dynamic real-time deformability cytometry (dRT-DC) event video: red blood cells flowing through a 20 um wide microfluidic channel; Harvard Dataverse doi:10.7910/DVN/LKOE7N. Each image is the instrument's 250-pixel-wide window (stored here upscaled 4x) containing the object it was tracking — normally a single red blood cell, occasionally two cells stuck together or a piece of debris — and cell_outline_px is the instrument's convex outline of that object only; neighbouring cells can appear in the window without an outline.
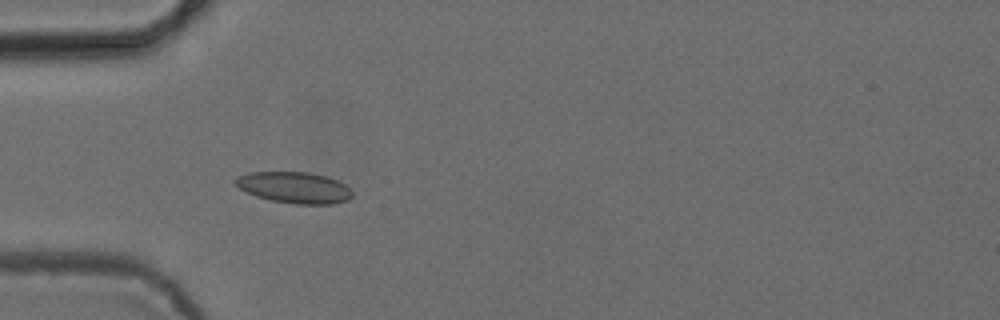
{"species": "common noctule bat (a hibernating species)", "species_latin": "Nyctalus noctula", "temperature_condition": "cold", "stored_images_in_passage": 41, "camera_frame_rate_fps": 3000, "um_per_image_px": 0.085, "animal": {"sex": "female", "body_mass_g": 24.6, "forearm_length_mm": 56.2}, "frame": {"image": 1, "passage_image": 4, "time_ms": 1.0, "image_size_px": [1000, 320], "cell_outline_px": [[352, 196], [348, 200], [332, 204], [296, 204], [272, 200], [256, 196], [232, 184], [232, 180], [236, 176], [248, 172], [308, 172], [328, 176], [344, 184], [352, 192]], "centroid_in_image_um": [24.98, 15.93], "position_along_channel_um": 60.0, "area_um2": 21.39}}
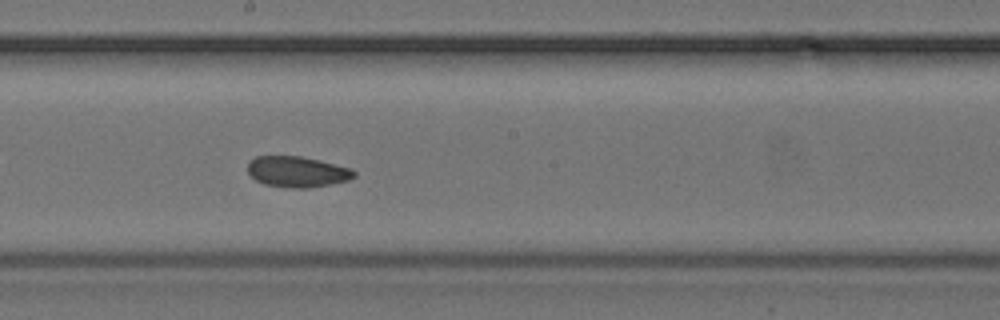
{"frame": {"image": 2, "passage_image": 17, "time_ms": 5.333, "image_size_px": [1000, 320], "cell_outline_px": [[356, 176], [348, 180], [308, 188], [288, 188], [264, 184], [256, 180], [248, 172], [248, 160], [256, 156], [300, 156], [320, 160], [352, 168], [356, 172]], "centroid_in_image_um": [25.26, 14.59], "position_along_channel_um": 222.9, "area_um2": 19.19}}
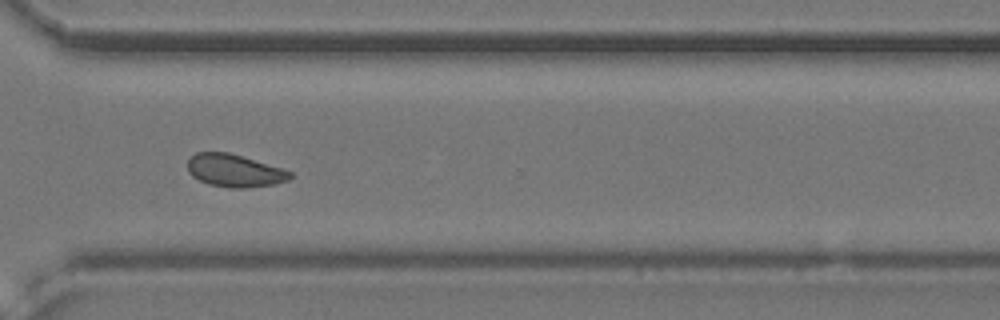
{"frame": {"image": 3, "passage_image": 27, "time_ms": 8.667, "image_size_px": [1000, 320], "cell_outline_px": [[292, 176], [288, 180], [272, 184], [244, 188], [228, 188], [208, 184], [192, 176], [188, 172], [188, 160], [196, 152], [228, 152], [284, 168], [292, 172]], "centroid_in_image_um": [19.93, 14.5], "position_along_channel_um": 350.7, "area_um2": 19.54}, "authors_computed_cell_mechanics": {"area_um2": 19.7098, "velocity_mm_per_s": 3.8385, "shape_relaxation_time_tau1_ms": null, "shape_relaxation_time_tau2_ms": 2.5639, "deformation_change_tau1": null, "deformation_change_tau2": 0.07}}